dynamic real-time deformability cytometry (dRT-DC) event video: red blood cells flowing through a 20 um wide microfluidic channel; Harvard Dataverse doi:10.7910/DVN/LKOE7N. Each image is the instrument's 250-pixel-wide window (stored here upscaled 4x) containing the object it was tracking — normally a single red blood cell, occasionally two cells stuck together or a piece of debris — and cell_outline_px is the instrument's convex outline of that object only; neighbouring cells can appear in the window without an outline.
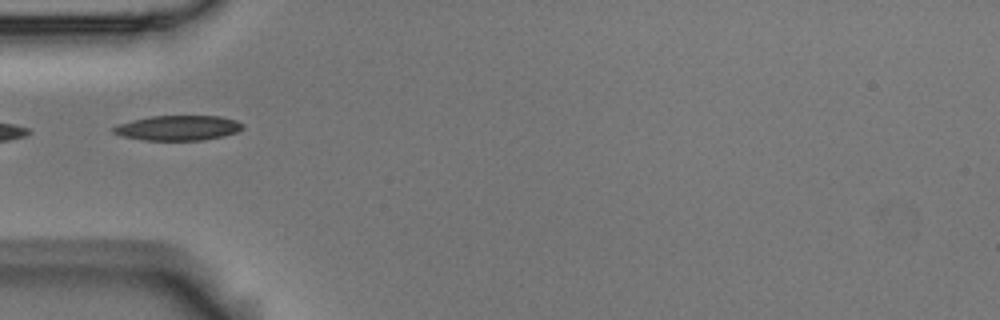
{"species": "Egyptian fruit bat (a non-hibernating species)", "species_latin": "Rousettus aegyptiacus", "temperature_condition": "room temperature", "stored_images_in_passage": 4, "camera_frame_rate_fps": 3000, "um_per_image_px": 0.085, "animal": {"sex": "male"}, "frame": {"image": 1, "passage_image": 2, "time_ms": 0.333, "image_size_px": [1000, 320], "cell_outline_px": [[244, 128], [236, 132], [224, 136], [200, 140], [144, 140], [120, 136], [112, 132], [112, 128], [116, 124], [132, 120], [152, 116], [220, 116], [236, 120], [244, 124]], "centroid_in_image_um": [15.11, 10.87], "position_along_channel_um": 69.9, "area_um2": 18.9}}
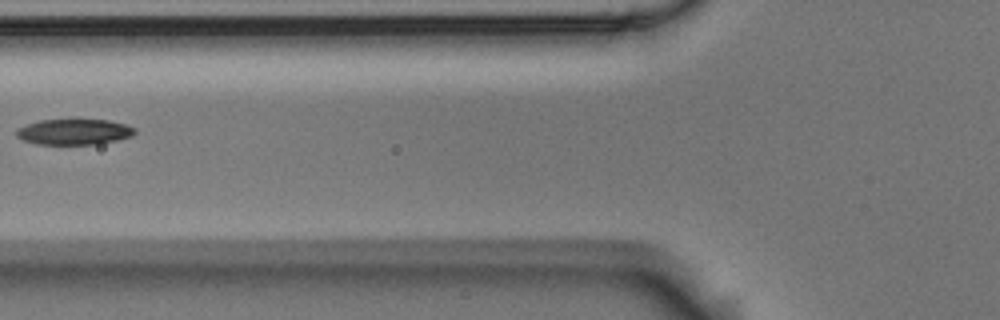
{"frame": {"image": 2, "passage_image": 3, "time_ms": 0.667, "image_size_px": [1000, 320], "cell_outline_px": [[136, 132], [132, 136], [116, 140], [96, 144], [36, 144], [24, 140], [16, 136], [16, 128], [40, 120], [76, 116], [108, 120], [124, 124], [136, 128]], "centroid_in_image_um": [6.3, 11.15], "position_along_channel_um": 119.5, "area_um2": 18.55}}
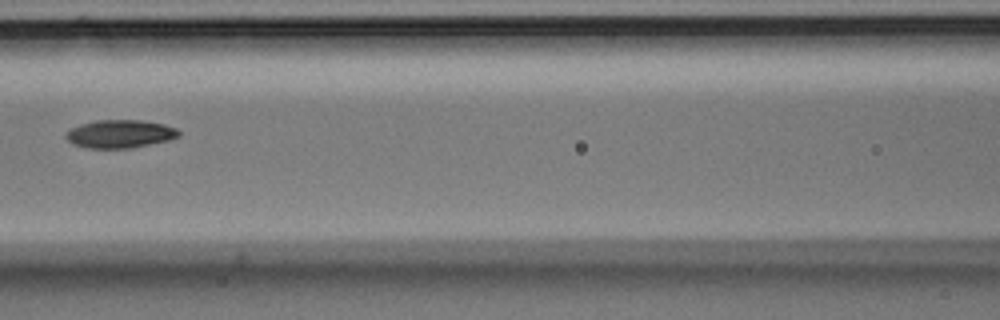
{"frame": {"image": 3, "passage_image": 4, "time_ms": 1.0, "image_size_px": [1000, 320], "cell_outline_px": [[180, 136], [168, 140], [132, 148], [88, 148], [72, 144], [64, 136], [64, 132], [80, 124], [96, 120], [140, 120], [164, 124], [176, 128], [180, 132]], "centroid_in_image_um": [10.17, 11.38], "position_along_channel_um": 156.4, "area_um2": 18.55}}